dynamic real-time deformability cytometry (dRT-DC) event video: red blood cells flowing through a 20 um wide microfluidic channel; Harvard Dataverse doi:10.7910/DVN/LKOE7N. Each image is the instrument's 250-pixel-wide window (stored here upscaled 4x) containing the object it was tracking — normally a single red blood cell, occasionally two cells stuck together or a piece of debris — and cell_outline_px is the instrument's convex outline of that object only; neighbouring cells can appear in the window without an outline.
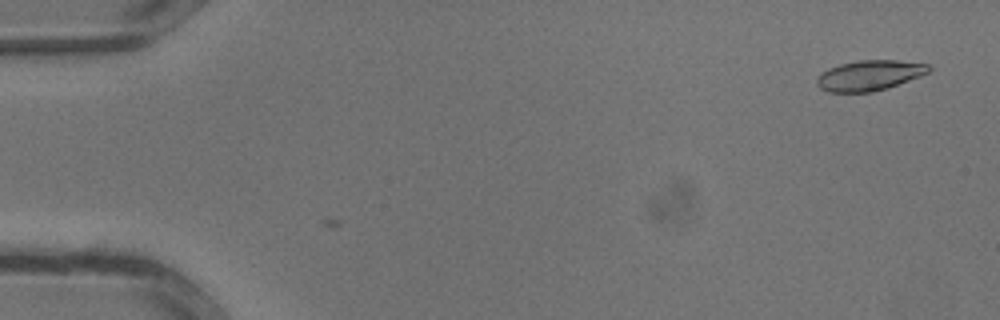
{"species": "common noctule bat (a hibernating species)", "species_latin": "Nyctalus noctula", "temperature_condition": "warm", "stored_images_in_passage": 4, "camera_frame_rate_fps": 3000, "um_per_image_px": 0.085, "animal": {"sex": "male", "body_mass_g": 13.3}, "frame": {"image": 1, "passage_image": 4, "time_ms": 1.0, "image_size_px": [1000, 320], "cell_outline_px": [[932, 68], [928, 72], [920, 76], [888, 88], [872, 92], [828, 92], [820, 88], [816, 84], [816, 76], [820, 72], [828, 68], [840, 64], [860, 60], [896, 60], [928, 64]], "centroid_in_image_um": [73.86, 6.41], "position_along_channel_um": 11.1, "area_um2": 19.88}}